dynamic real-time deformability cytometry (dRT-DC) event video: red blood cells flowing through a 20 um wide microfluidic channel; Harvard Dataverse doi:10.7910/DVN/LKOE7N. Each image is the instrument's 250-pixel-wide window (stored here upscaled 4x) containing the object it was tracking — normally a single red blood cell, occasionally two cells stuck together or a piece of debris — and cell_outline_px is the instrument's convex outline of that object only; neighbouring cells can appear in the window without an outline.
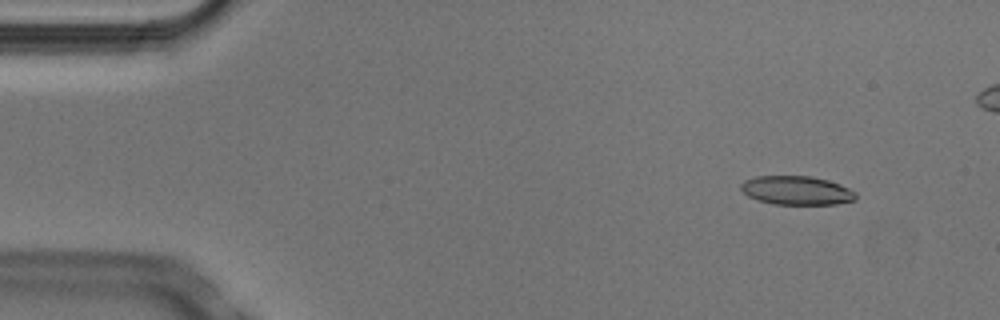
{"species": "Egyptian fruit bat (a non-hibernating species)", "species_latin": "Rousettus aegyptiacus", "temperature_condition": "cold", "stored_images_in_passage": 5, "camera_frame_rate_fps": 3000, "um_per_image_px": 0.085, "animal": {"sex": "male"}, "frame": {"image": 1, "passage_image": 2, "time_ms": 0.333, "image_size_px": [1000, 320], "cell_outline_px": [[856, 200], [836, 204], [772, 204], [748, 196], [740, 188], [740, 184], [744, 180], [756, 176], [812, 176], [828, 180], [840, 184], [856, 192]], "centroid_in_image_um": [67.72, 16.18], "position_along_channel_um": 17.3, "area_um2": 19.31}}